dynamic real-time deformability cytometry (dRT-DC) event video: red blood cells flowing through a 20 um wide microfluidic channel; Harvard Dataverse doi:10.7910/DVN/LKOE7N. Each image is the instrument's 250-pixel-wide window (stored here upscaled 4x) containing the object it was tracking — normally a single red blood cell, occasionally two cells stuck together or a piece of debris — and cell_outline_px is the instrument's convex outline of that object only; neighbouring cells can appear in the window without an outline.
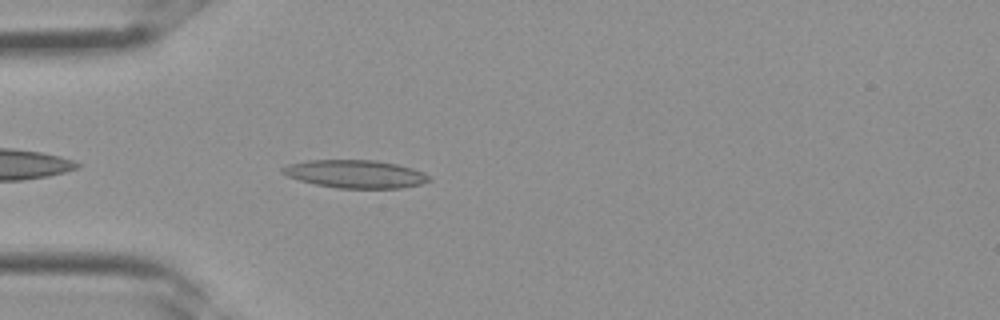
{"species": "Egyptian fruit bat (a non-hibernating species)", "species_latin": "Rousettus aegyptiacus", "temperature_condition": "room temperature", "stored_images_in_passage": 26, "camera_frame_rate_fps": 3000, "um_per_image_px": 0.085, "frame": {"image": 1, "passage_image": 2, "time_ms": 0.333, "image_size_px": [1000, 320], "cell_outline_px": [[432, 180], [420, 184], [400, 188], [336, 188], [316, 184], [300, 180], [288, 176], [280, 172], [280, 168], [288, 164], [308, 160], [376, 160], [396, 164], [412, 168], [424, 172], [432, 176]], "centroid_in_image_um": [30.22, 14.78], "position_along_channel_um": 54.8, "area_um2": 23.99}}
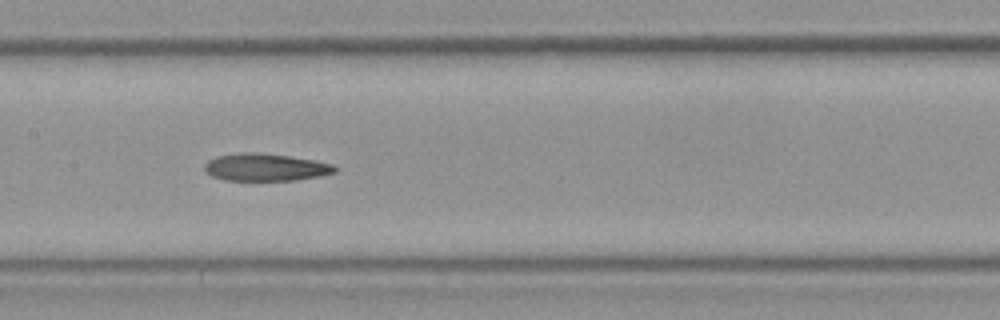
{"frame": {"image": 2, "passage_image": 9, "time_ms": 2.667, "image_size_px": [1000, 320], "cell_outline_px": [[336, 172], [320, 176], [296, 180], [224, 180], [212, 176], [204, 172], [204, 164], [208, 160], [216, 156], [236, 152], [256, 152], [288, 156], [316, 160], [332, 164], [336, 168]], "centroid_in_image_um": [22.52, 14.21], "position_along_channel_um": 184.9, "area_um2": 20.98}}
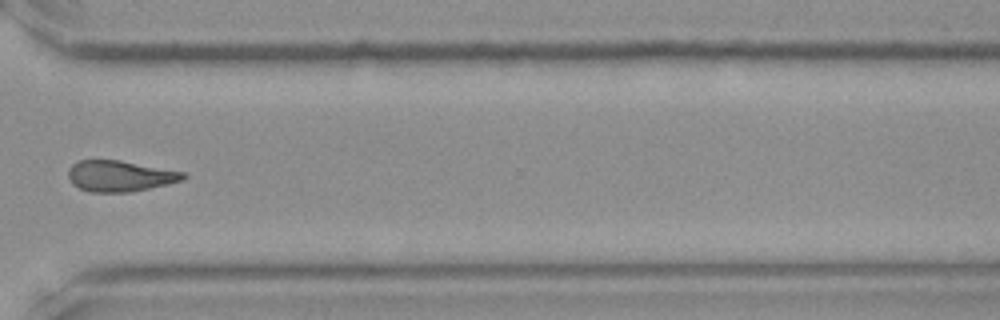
{"frame": {"image": 3, "passage_image": 18, "time_ms": 5.667, "image_size_px": [1000, 320], "cell_outline_px": [[188, 176], [184, 180], [168, 184], [128, 192], [88, 192], [72, 184], [68, 176], [68, 168], [72, 164], [80, 160], [120, 160], [184, 172]], "centroid_in_image_um": [10.18, 14.96], "position_along_channel_um": 360.4, "area_um2": 20.75}}